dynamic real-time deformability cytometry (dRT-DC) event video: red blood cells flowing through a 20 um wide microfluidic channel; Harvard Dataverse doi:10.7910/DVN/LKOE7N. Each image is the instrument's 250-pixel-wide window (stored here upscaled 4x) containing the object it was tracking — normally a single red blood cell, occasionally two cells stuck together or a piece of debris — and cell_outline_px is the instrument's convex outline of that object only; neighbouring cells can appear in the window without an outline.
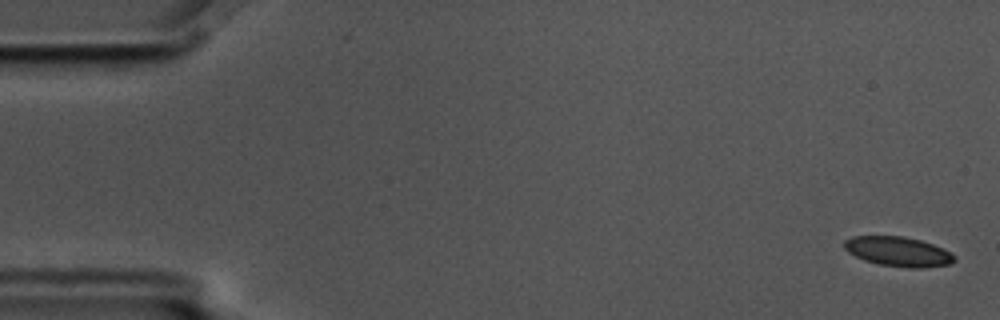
{"species": "common noctule bat (a hibernating species)", "species_latin": "Nyctalus noctula", "temperature_condition": "cold", "stored_images_in_passage": 7, "camera_frame_rate_fps": 3000, "um_per_image_px": 0.085, "animal": {"sex": "male", "body_mass_g": 17.5, "forearm_length_mm": 52.3}, "frame": {"image": 1, "passage_image": 1, "time_ms": 0.0, "image_size_px": [1000, 320], "cell_outline_px": [[956, 260], [948, 264], [920, 268], [912, 268], [880, 264], [864, 260], [848, 252], [844, 248], [844, 240], [852, 236], [904, 236], [920, 240], [944, 248], [956, 256]], "centroid_in_image_um": [76.35, 21.37], "position_along_channel_um": 8.7, "area_um2": 18.96}}
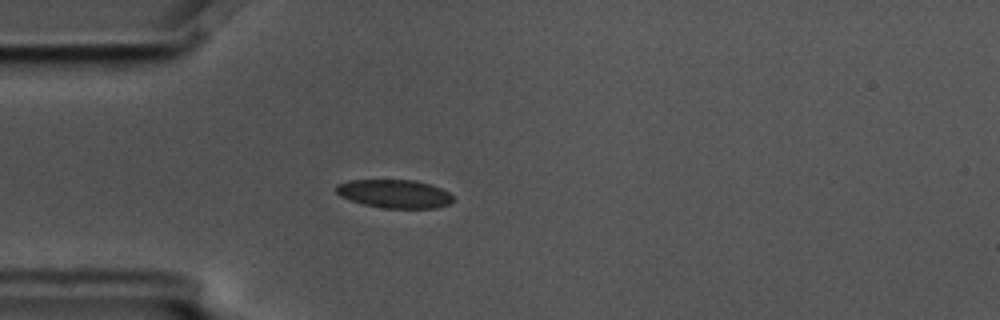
{"frame": {"image": 2, "passage_image": 5, "time_ms": 1.333, "image_size_px": [1000, 320], "cell_outline_px": [[452, 200], [448, 204], [436, 208], [384, 208], [364, 204], [340, 196], [336, 192], [336, 184], [348, 180], [416, 180], [440, 188], [448, 192], [452, 196]], "centroid_in_image_um": [33.5, 16.46], "position_along_channel_um": 51.5, "area_um2": 19.19}}